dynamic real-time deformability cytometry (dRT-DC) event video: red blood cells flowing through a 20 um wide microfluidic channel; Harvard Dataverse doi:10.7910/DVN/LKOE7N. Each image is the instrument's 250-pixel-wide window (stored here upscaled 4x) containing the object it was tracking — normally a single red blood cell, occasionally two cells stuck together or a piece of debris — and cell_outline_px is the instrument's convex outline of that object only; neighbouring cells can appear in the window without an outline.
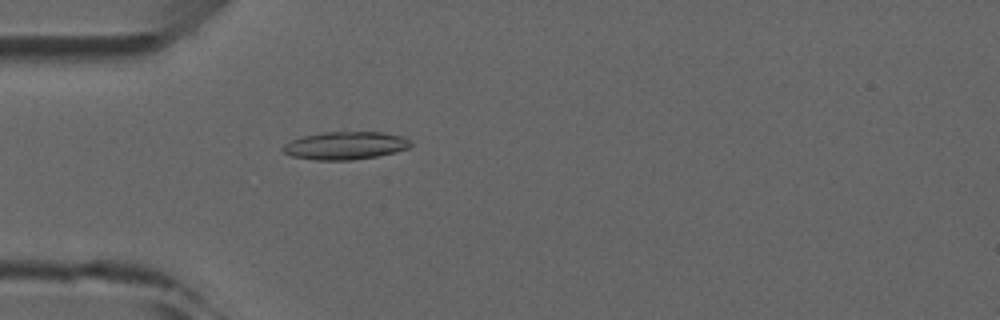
{"species": "common noctule bat (a hibernating species)", "species_latin": "Nyctalus noctula", "temperature_condition": "room temperature", "stored_images_in_passage": 3, "camera_frame_rate_fps": 3000, "um_per_image_px": 0.085, "animal": {"sex": "male", "forearm_length_mm": 52.5}, "frame": {"image": 1, "passage_image": 3, "time_ms": 2.333, "image_size_px": [1000, 320], "cell_outline_px": [[412, 144], [408, 148], [376, 156], [352, 160], [316, 160], [292, 156], [284, 152], [280, 148], [284, 144], [292, 140], [304, 136], [344, 128], [384, 132], [400, 136], [408, 140]], "centroid_in_image_um": [29.33, 12.32], "position_along_channel_um": 55.7, "area_um2": 21.33}}